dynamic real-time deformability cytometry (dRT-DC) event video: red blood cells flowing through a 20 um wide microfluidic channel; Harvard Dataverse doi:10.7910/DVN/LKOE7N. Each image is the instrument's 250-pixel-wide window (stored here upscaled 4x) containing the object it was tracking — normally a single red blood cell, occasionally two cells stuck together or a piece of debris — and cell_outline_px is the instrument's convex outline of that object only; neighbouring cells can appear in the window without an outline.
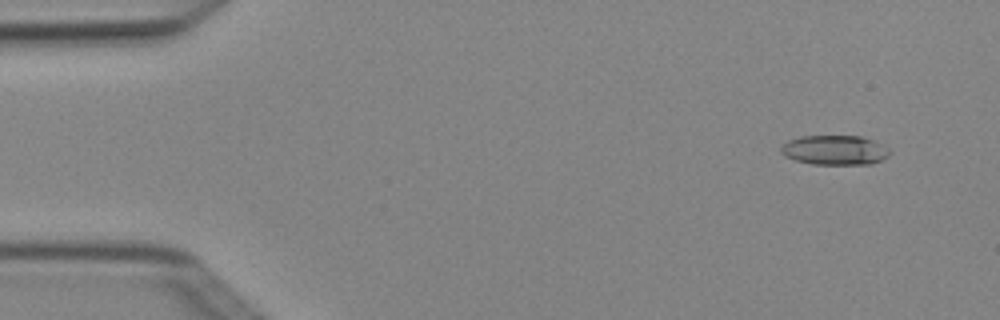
{"species": "Egyptian fruit bat (a non-hibernating species)", "species_latin": "Rousettus aegyptiacus", "temperature_condition": "cold", "stored_images_in_passage": 4, "camera_frame_rate_fps": 3000, "um_per_image_px": 0.085, "animal": {"sex": "female"}, "frame": {"image": 1, "passage_image": 1, "time_ms": 0.0, "image_size_px": [1000, 320], "cell_outline_px": [[892, 152], [888, 156], [872, 164], [812, 164], [796, 160], [784, 156], [780, 152], [780, 148], [788, 140], [800, 136], [860, 136], [884, 144]], "centroid_in_image_um": [70.96, 12.75], "position_along_channel_um": 14.0, "area_um2": 18.84}}
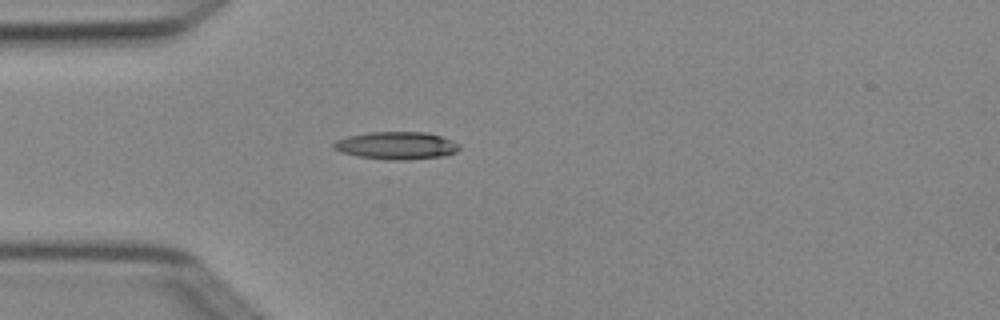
{"frame": {"image": 2, "passage_image": 4, "time_ms": 1.0, "image_size_px": [1000, 320], "cell_outline_px": [[460, 148], [456, 152], [444, 156], [408, 160], [392, 160], [360, 156], [340, 152], [332, 148], [332, 144], [336, 140], [348, 136], [368, 132], [424, 132], [440, 136], [460, 144]], "centroid_in_image_um": [33.69, 12.37], "position_along_channel_um": 51.3, "area_um2": 20.17}}